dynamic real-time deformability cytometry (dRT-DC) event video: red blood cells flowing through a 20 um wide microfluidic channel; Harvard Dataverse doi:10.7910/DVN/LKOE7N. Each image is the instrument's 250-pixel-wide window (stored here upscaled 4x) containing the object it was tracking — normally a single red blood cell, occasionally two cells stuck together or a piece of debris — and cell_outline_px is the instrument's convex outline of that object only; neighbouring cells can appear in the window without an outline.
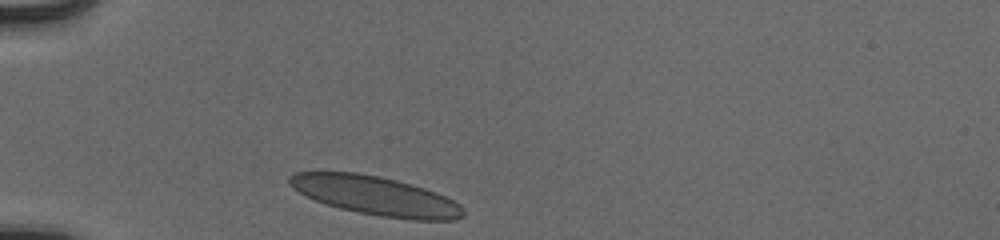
{"species": "human", "species_latin": "Homo sapiens", "temperature_condition": "cold", "stored_images_in_passage": 30, "camera_frame_rate_fps": 3000, "um_per_image_px": 0.085, "donor": {"sex": "male"}, "frame": {"image": 1, "passage_image": 1, "time_ms": 0.0, "image_size_px": [1000, 240], "cell_outline_px": [[464, 216], [456, 220], [412, 220], [380, 216], [340, 208], [316, 200], [292, 188], [288, 184], [288, 176], [296, 172], [356, 172], [380, 176], [396, 180], [424, 188], [436, 192], [460, 204], [464, 212]], "centroid_in_image_um": [31.94, 16.63], "position_along_channel_um": 53.1, "area_um2": 39.19}}
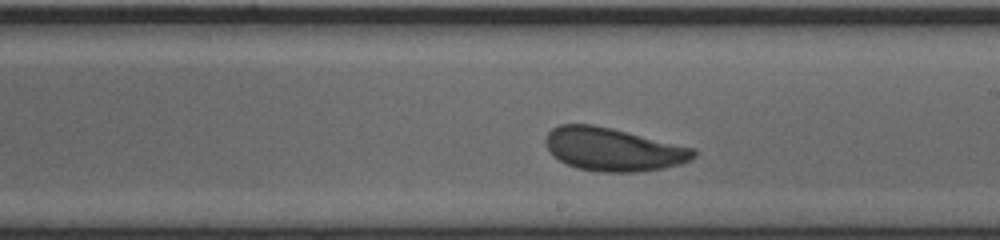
{"frame": {"image": 2, "passage_image": 17, "time_ms": 5.333, "image_size_px": [1000, 240], "cell_outline_px": [[696, 156], [692, 160], [680, 164], [664, 168], [636, 172], [600, 172], [576, 168], [552, 156], [544, 144], [544, 136], [552, 128], [560, 124], [592, 124], [612, 128], [696, 148]], "centroid_in_image_um": [52.11, 12.69], "position_along_channel_um": 236.9, "area_um2": 37.63}}
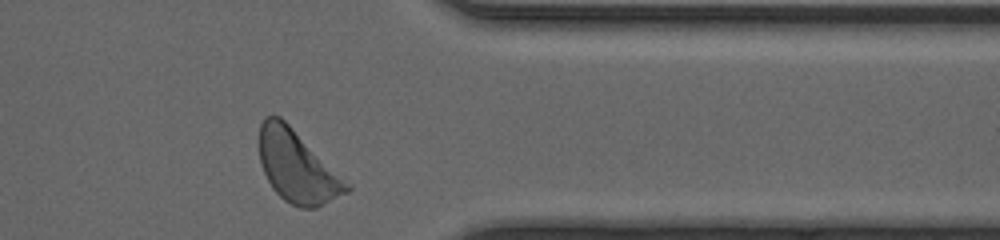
{"frame": {"image": 3, "passage_image": 29, "time_ms": 9.333, "image_size_px": [1000, 240], "cell_outline_px": [[352, 188], [348, 192], [316, 208], [300, 208], [284, 200], [272, 188], [260, 164], [260, 124], [264, 116], [280, 116], [352, 184]], "centroid_in_image_um": [25.29, 14.18], "position_along_channel_um": 386.1, "area_um2": 36.53}, "authors_computed_cell_mechanics": {"area_um2": 37.1654, "velocity_mm_per_s": 3.8682, "shape_relaxation_time_tau1_ms": 2.0858, "shape_relaxation_time_tau2_ms": 0.9898, "deformation_change_tau1": 0.0947, "deformation_change_tau2": 0.0596}}